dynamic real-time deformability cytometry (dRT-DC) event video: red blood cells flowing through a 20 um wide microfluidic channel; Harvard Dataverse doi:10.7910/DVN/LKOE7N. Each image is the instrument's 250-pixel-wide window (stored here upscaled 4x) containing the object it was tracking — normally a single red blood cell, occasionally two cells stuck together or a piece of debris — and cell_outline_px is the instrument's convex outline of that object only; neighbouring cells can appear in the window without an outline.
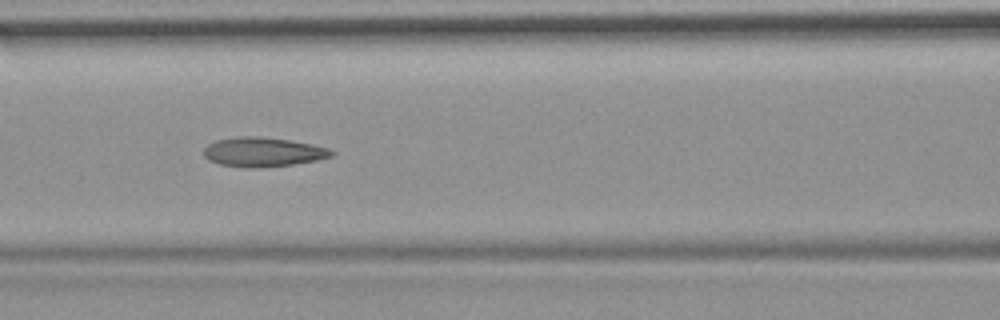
{"species": "common noctule bat (a hibernating species)", "species_latin": "Nyctalus noctula", "temperature_condition": "room temperature", "stored_images_in_passage": 55, "camera_frame_rate_fps": 3000, "um_per_image_px": 0.085, "animal": {"sex": "female", "body_mass_g": 19.9}, "frame": {"image": 1, "passage_image": 24, "time_ms": 7.667, "image_size_px": [1000, 320], "cell_outline_px": [[336, 152], [332, 156], [316, 160], [292, 164], [256, 168], [244, 168], [220, 164], [208, 160], [204, 156], [204, 148], [208, 144], [216, 140], [240, 136], [260, 136], [288, 140], [312, 144], [328, 148]], "centroid_in_image_um": [22.33, 12.92], "position_along_channel_um": 144.3, "area_um2": 21.85}, "authors_computed_cell_mechanics": {"area_um2": 22.3108, "velocity_mm_per_s": 3.699, "shape_relaxation_time_tau1_ms": null, "shape_relaxation_time_tau2_ms": 2.3643, "deformation_change_tau1": null, "deformation_change_tau2": 0.1048}}